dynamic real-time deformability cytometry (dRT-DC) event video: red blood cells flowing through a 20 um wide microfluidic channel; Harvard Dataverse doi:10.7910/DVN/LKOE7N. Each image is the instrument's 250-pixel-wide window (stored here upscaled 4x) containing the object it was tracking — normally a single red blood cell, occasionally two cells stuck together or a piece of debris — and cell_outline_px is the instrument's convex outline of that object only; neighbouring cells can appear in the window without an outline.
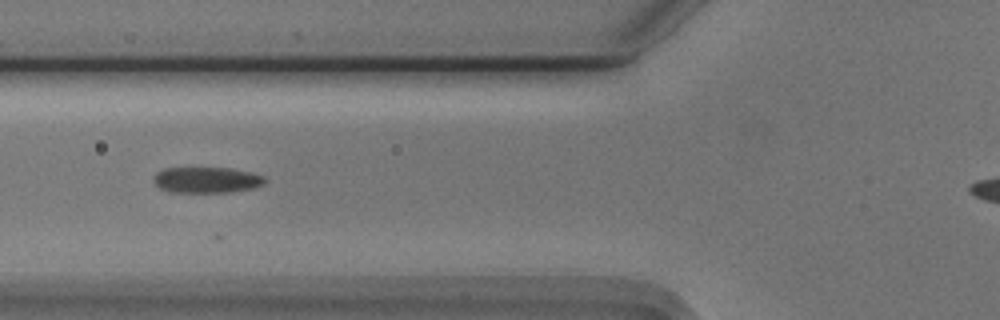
{"species": "Egyptian fruit bat (a non-hibernating species)", "species_latin": "Rousettus aegyptiacus", "temperature_condition": "cold", "stored_images_in_passage": 18, "camera_frame_rate_fps": 3000, "um_per_image_px": 0.085, "animal": {"sex": "male"}, "frame": {"image": 1, "passage_image": 9, "time_ms": 2.667, "image_size_px": [1000, 320], "cell_outline_px": [[268, 180], [264, 184], [252, 188], [228, 192], [168, 192], [160, 188], [152, 180], [152, 176], [156, 172], [164, 168], [232, 168], [252, 172], [264, 176]], "centroid_in_image_um": [17.56, 15.29], "position_along_channel_um": 108.2, "area_um2": 16.99}}
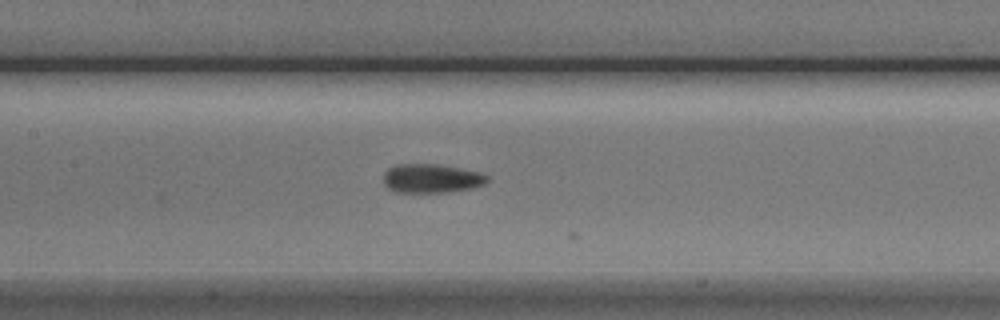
{"frame": {"image": 2, "passage_image": 14, "time_ms": 4.333, "image_size_px": [1000, 320], "cell_outline_px": [[488, 180], [484, 184], [472, 188], [452, 192], [396, 192], [388, 188], [384, 184], [384, 172], [388, 168], [396, 164], [436, 164], [460, 168], [480, 172], [488, 176]], "centroid_in_image_um": [36.67, 15.16], "position_along_channel_um": 170.7, "area_um2": 17.57}}
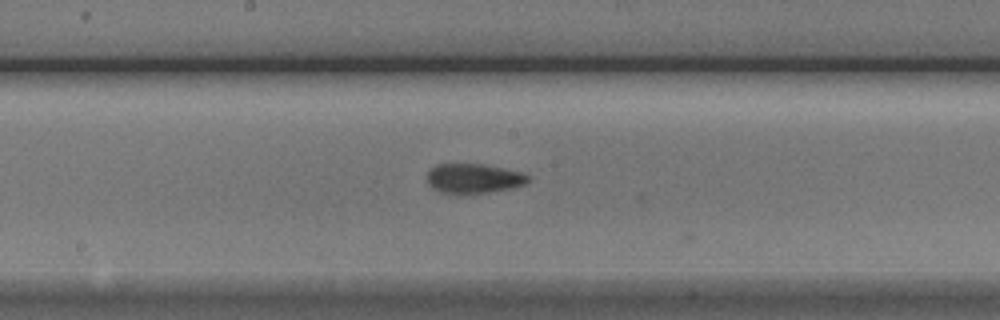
{"frame": {"image": 3, "passage_image": 17, "time_ms": 5.333, "image_size_px": [1000, 320], "cell_outline_px": [[532, 176], [524, 184], [512, 188], [484, 192], [440, 192], [432, 188], [428, 184], [428, 172], [436, 164], [484, 164], [504, 168], [520, 172]], "centroid_in_image_um": [40.27, 15.14], "position_along_channel_um": 207.9, "area_um2": 17.05}}